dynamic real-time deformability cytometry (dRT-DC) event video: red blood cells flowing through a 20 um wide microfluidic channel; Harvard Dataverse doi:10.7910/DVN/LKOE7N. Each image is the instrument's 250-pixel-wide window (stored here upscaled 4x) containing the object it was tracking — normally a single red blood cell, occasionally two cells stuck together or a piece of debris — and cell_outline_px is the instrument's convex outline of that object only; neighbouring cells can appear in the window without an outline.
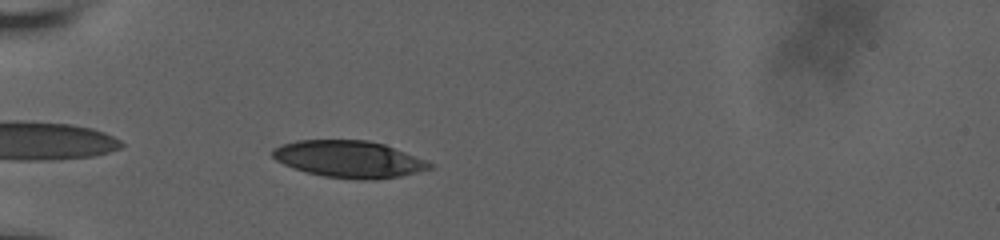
{"species": "human", "species_latin": "Homo sapiens", "temperature_condition": "room temperature", "stored_images_in_passage": 7, "camera_frame_rate_fps": 3000, "um_per_image_px": 0.085, "donor": {"sex": "male"}, "frame": {"image": 1, "passage_image": 2, "time_ms": 0.333, "image_size_px": [1000, 240], "cell_outline_px": [[432, 168], [400, 176], [376, 180], [360, 180], [324, 176], [308, 172], [284, 164], [276, 160], [272, 156], [272, 148], [280, 144], [296, 140], [368, 140], [384, 144], [424, 160], [432, 164]], "centroid_in_image_um": [29.63, 13.52], "position_along_channel_um": 55.4, "area_um2": 33.52}}
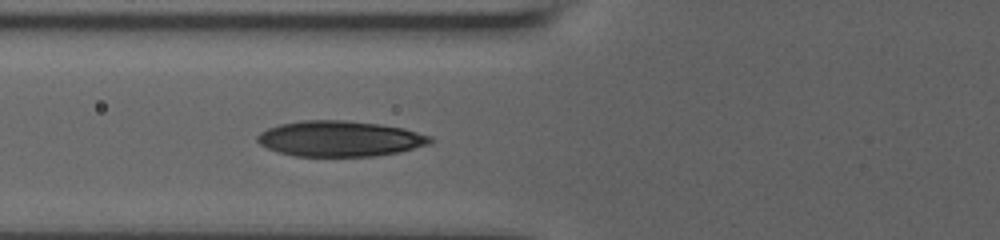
{"frame": {"image": 2, "passage_image": 7, "time_ms": 2.0, "image_size_px": [1000, 240], "cell_outline_px": [[432, 140], [428, 144], [400, 152], [376, 156], [296, 156], [280, 152], [268, 148], [260, 144], [256, 140], [256, 136], [260, 132], [268, 128], [280, 124], [304, 120], [344, 120], [380, 124], [404, 128], [432, 136]], "centroid_in_image_um": [28.89, 11.78], "position_along_channel_um": 96.9, "area_um2": 35.84}}